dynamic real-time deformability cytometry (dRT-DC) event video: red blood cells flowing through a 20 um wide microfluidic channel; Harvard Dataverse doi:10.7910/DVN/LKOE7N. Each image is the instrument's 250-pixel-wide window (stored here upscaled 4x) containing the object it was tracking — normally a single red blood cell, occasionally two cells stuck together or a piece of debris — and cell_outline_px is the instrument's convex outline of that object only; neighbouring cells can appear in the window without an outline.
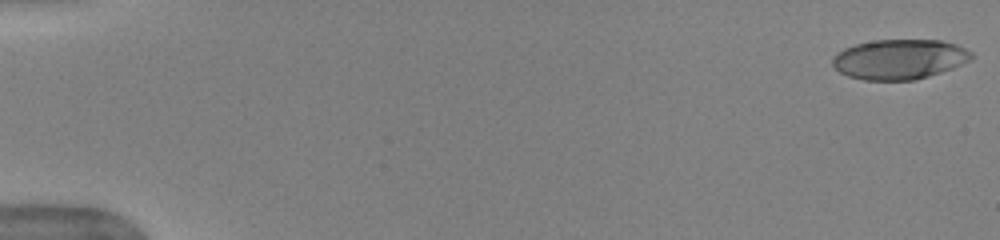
{"species": "human", "species_latin": "Homo sapiens", "temperature_condition": "warm", "stored_images_in_passage": 51, "camera_frame_rate_fps": 3000, "um_per_image_px": 0.085, "donor": {"sex": "female"}, "frame": {"image": 1, "passage_image": 1, "time_ms": 0.0, "image_size_px": [1000, 240], "cell_outline_px": [[972, 60], [952, 68], [916, 80], [864, 80], [848, 76], [840, 72], [832, 64], [832, 56], [844, 48], [856, 44], [872, 40], [940, 40], [956, 44], [972, 52]], "centroid_in_image_um": [76.44, 5.03], "position_along_channel_um": 8.6, "area_um2": 32.37}}
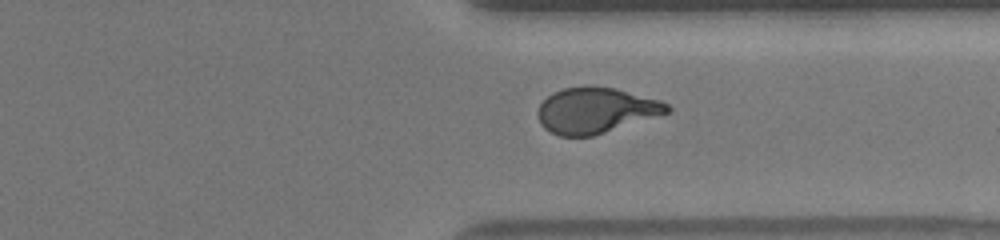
{"frame": {"image": 2, "passage_image": 40, "time_ms": 13.0, "image_size_px": [1000, 240], "cell_outline_px": [[672, 112], [592, 136], [560, 136], [544, 128], [540, 124], [536, 112], [540, 104], [552, 92], [564, 88], [584, 84], [616, 88], [660, 100], [668, 104], [672, 108]], "centroid_in_image_um": [50.64, 9.36], "position_along_channel_um": 360.8, "area_um2": 34.85}}
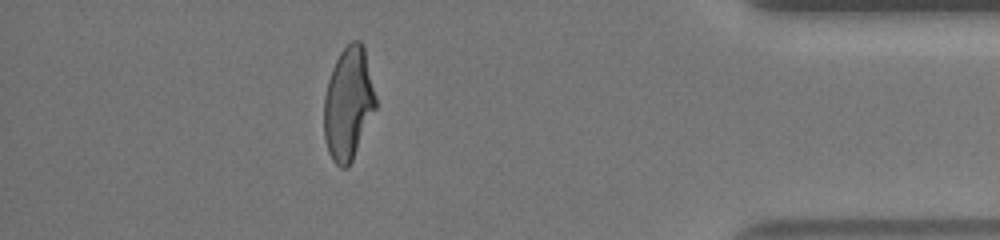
{"frame": {"image": 3, "passage_image": 46, "time_ms": 15.0, "image_size_px": [1000, 240], "cell_outline_px": [[376, 108], [352, 160], [348, 168], [340, 168], [332, 160], [328, 152], [324, 140], [324, 96], [328, 80], [332, 68], [340, 52], [352, 40], [360, 40], [364, 44], [376, 96]], "centroid_in_image_um": [29.6, 8.8], "position_along_channel_um": 405.6, "area_um2": 34.16}, "authors_computed_cell_mechanics": {"area_um2": 34.4488, "velocity_mm_per_s": 3.9957, "shape_relaxation_time_tau1_ms": 5.9515, "shape_relaxation_time_tau2_ms": 1.21, "deformation_change_tau1": 0.2435, "deformation_change_tau2": 0.0938}}